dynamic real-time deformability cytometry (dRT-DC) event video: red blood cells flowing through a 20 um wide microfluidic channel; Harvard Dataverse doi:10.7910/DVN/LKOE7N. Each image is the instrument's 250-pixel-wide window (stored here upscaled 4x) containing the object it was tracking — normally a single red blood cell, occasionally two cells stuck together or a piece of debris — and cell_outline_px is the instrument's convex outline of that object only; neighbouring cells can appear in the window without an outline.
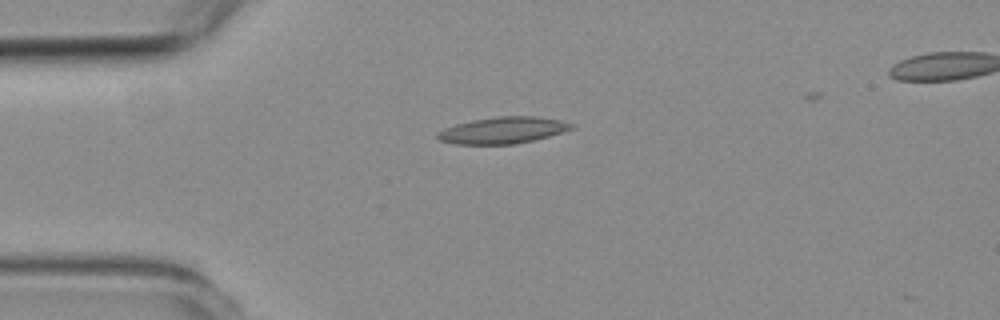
{"species": "common noctule bat (a hibernating species)", "species_latin": "Nyctalus noctula", "temperature_condition": "room temperature", "stored_images_in_passage": 4, "camera_frame_rate_fps": 3000, "um_per_image_px": 0.085, "animal": {"sex": "female", "body_mass_g": 19.3, "forearm_length_mm": 54.1}, "frame": {"image": 1, "passage_image": 1, "time_ms": 0.0, "image_size_px": [1000, 320], "cell_outline_px": [[576, 124], [572, 128], [548, 136], [516, 144], [452, 144], [440, 140], [436, 136], [436, 132], [444, 128], [456, 124], [472, 120], [496, 116], [536, 116], [560, 120]], "centroid_in_image_um": [42.7, 11.07], "position_along_channel_um": 42.3, "area_um2": 20.69}}
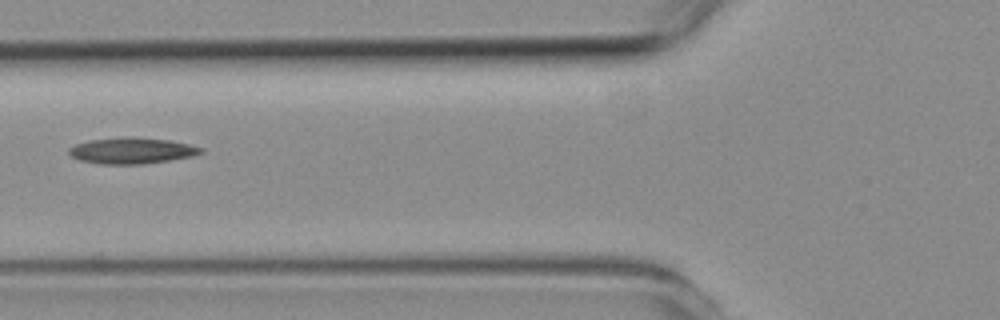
{"frame": {"image": 2, "passage_image": 3, "time_ms": 2.333, "image_size_px": [1000, 320], "cell_outline_px": [[204, 152], [192, 156], [144, 164], [100, 164], [80, 160], [72, 156], [68, 152], [68, 148], [76, 144], [88, 140], [132, 136], [168, 140], [188, 144], [204, 148]], "centroid_in_image_um": [11.19, 12.8], "position_along_channel_um": 114.6, "area_um2": 20.06}}